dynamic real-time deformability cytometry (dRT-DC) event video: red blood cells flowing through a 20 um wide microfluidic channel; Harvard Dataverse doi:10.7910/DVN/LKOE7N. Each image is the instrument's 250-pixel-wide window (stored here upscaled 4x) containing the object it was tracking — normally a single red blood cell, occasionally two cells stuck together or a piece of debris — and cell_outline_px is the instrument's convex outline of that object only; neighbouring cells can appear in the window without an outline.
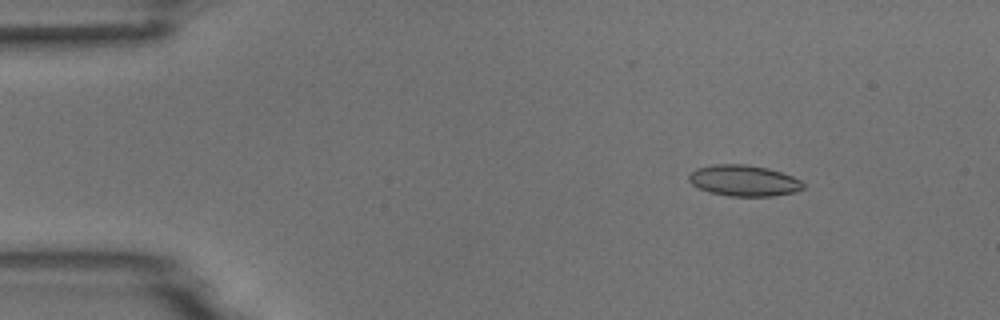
{"species": "common noctule bat (a hibernating species)", "species_latin": "Nyctalus noctula", "temperature_condition": "room temperature", "stored_images_in_passage": 5, "camera_frame_rate_fps": 3000, "um_per_image_px": 0.085, "animal": {"sex": "male", "body_mass_g": 18.8}, "frame": {"image": 1, "passage_image": 3, "time_ms": 2.0, "image_size_px": [1000, 320], "cell_outline_px": [[804, 188], [796, 192], [772, 196], [732, 196], [708, 192], [692, 184], [688, 180], [688, 176], [696, 168], [712, 164], [744, 164], [768, 168], [792, 176], [800, 180], [804, 184]], "centroid_in_image_um": [63.22, 15.35], "position_along_channel_um": 21.8, "area_um2": 20.69}}